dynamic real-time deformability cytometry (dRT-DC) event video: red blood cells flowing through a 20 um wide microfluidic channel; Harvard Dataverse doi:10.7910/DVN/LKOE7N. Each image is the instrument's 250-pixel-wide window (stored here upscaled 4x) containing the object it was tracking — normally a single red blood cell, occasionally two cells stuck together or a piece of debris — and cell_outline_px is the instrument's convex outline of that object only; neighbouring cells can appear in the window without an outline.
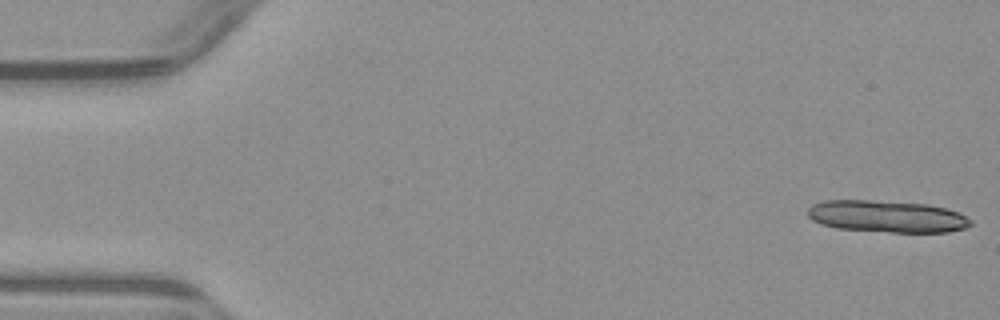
{"species": "common noctule bat (a hibernating species)", "species_latin": "Nyctalus noctula", "temperature_condition": "warm", "stored_images_in_passage": 5, "segment_of_instrument_passage": [1, 2], "camera_frame_rate_fps": 3000, "um_per_image_px": 0.085, "animal": {"sex": "male", "body_mass_g": 23.1, "forearm_length_mm": 52.7}, "frame": {"image": 1, "passage_image": 1, "time_ms": 0.0, "image_size_px": [1000, 320], "cell_outline_px": [[972, 224], [964, 228], [948, 232], [892, 232], [836, 228], [820, 224], [812, 220], [808, 216], [808, 208], [812, 204], [824, 200], [872, 200], [928, 204], [960, 212], [972, 220]], "centroid_in_image_um": [75.38, 18.39], "position_along_channel_um": 9.6, "area_um2": 30.46}}